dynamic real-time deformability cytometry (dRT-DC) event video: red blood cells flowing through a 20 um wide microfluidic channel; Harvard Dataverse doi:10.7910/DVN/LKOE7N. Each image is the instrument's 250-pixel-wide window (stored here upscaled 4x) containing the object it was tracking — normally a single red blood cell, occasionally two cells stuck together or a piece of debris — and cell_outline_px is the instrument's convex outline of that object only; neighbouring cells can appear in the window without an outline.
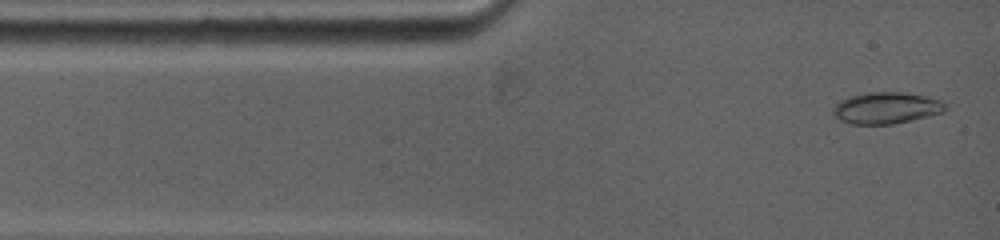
{"species": "common noctule bat (a hibernating species)", "species_latin": "Nyctalus noctula", "temperature_condition": "warm", "stored_images_in_passage": 4, "camera_frame_rate_fps": 5000, "um_per_image_px": 0.085, "animal": {"sex": "female", "body_mass_g": 19.0, "forearm_length_mm": 53.3}, "frame": {"image": 1, "passage_image": 1, "time_ms": 0.0, "image_size_px": [1000, 240], "cell_outline_px": [[948, 108], [944, 112], [892, 124], [852, 124], [840, 120], [832, 112], [832, 108], [840, 100], [852, 96], [868, 92], [896, 92], [928, 96], [940, 100]], "centroid_in_image_um": [75.33, 9.17], "position_along_channel_um": 9.7, "area_um2": 20.4}}
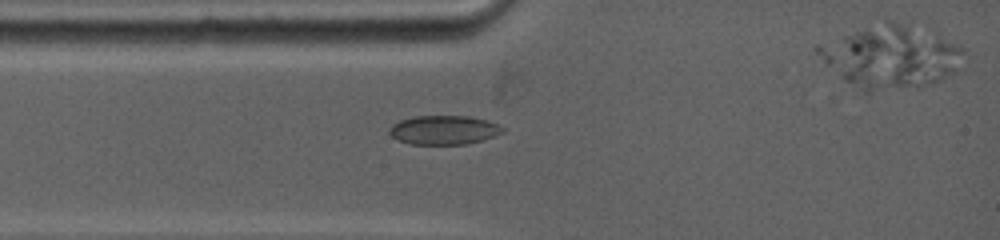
{"frame": {"image": 2, "passage_image": 3, "time_ms": 2.0, "image_size_px": [1000, 240], "cell_outline_px": [[504, 132], [496, 136], [484, 140], [468, 144], [408, 144], [392, 136], [388, 132], [388, 128], [392, 124], [400, 120], [416, 116], [468, 116], [488, 120], [504, 128]], "centroid_in_image_um": [37.74, 11.05], "position_along_channel_um": 47.3, "area_um2": 19.31}}